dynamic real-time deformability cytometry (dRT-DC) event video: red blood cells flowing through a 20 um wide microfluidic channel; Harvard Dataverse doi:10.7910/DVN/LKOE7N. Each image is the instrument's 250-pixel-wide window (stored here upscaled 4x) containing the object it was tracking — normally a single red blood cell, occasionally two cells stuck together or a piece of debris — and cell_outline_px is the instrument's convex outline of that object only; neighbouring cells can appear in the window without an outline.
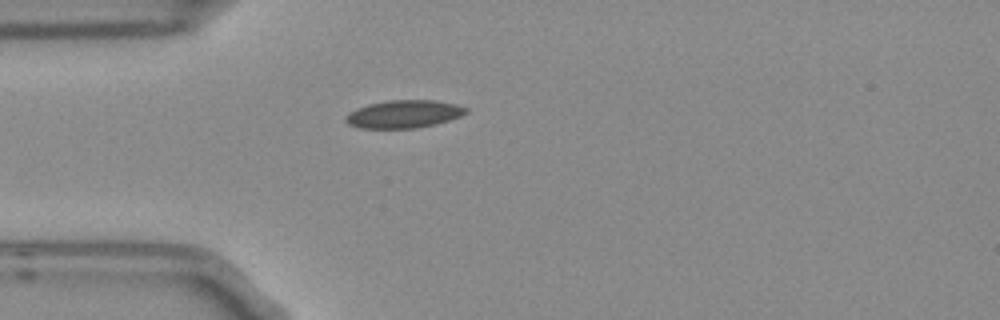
{"species": "Egyptian fruit bat (a non-hibernating species)", "species_latin": "Rousettus aegyptiacus", "temperature_condition": "room temperature", "stored_images_in_passage": 1, "camera_frame_rate_fps": 3000, "um_per_image_px": 0.085, "frame": {"image": 1, "passage_image": 1, "time_ms": 0.0, "image_size_px": [1000, 320], "cell_outline_px": [[468, 112], [460, 116], [448, 120], [416, 128], [360, 128], [348, 124], [344, 120], [344, 116], [348, 112], [356, 108], [368, 104], [388, 100], [436, 100], [456, 104], [468, 108]], "centroid_in_image_um": [34.28, 9.68], "position_along_channel_um": 50.7, "area_um2": 19.54}}